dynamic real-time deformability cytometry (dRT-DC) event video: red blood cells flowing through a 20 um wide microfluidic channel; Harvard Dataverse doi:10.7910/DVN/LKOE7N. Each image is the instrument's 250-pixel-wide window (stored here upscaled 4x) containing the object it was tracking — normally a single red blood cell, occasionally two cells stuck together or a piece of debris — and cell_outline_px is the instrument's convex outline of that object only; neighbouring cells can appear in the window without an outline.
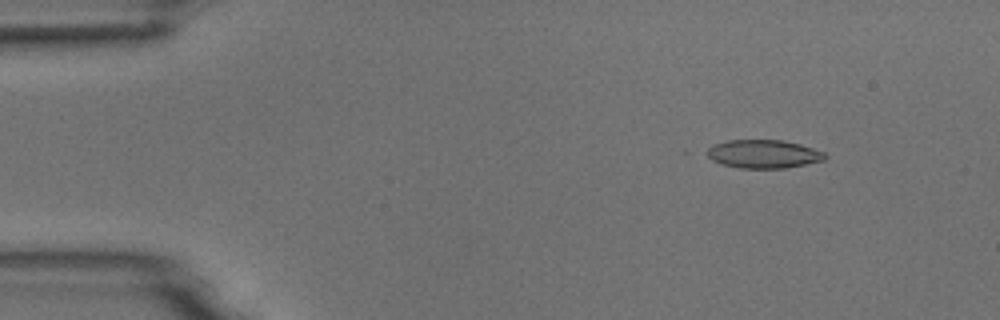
{"species": "common noctule bat (a hibernating species)", "species_latin": "Nyctalus noctula", "temperature_condition": "room temperature", "stored_images_in_passage": 23, "camera_frame_rate_fps": 3000, "um_per_image_px": 0.085, "animal": {"sex": "male", "body_mass_g": 18.8}, "frame": {"image": 1, "passage_image": 7, "time_ms": 2.0, "image_size_px": [1000, 320], "cell_outline_px": [[828, 156], [824, 160], [784, 168], [740, 168], [720, 164], [712, 160], [700, 152], [712, 144], [728, 140], [784, 140], [800, 144], [824, 152]], "centroid_in_image_um": [64.8, 13.08], "position_along_channel_um": 20.2, "area_um2": 19.83}}
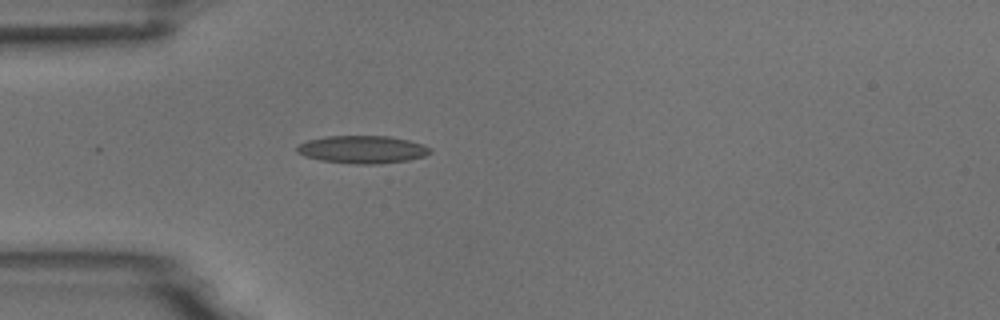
{"frame": {"image": 2, "passage_image": 16, "time_ms": 5.0, "image_size_px": [1000, 320], "cell_outline_px": [[432, 152], [424, 156], [408, 160], [380, 164], [356, 164], [320, 160], [304, 156], [296, 152], [296, 144], [308, 140], [328, 136], [388, 136], [408, 140], [424, 144], [432, 148]], "centroid_in_image_um": [30.8, 12.71], "position_along_channel_um": 54.2, "area_um2": 21.68}}